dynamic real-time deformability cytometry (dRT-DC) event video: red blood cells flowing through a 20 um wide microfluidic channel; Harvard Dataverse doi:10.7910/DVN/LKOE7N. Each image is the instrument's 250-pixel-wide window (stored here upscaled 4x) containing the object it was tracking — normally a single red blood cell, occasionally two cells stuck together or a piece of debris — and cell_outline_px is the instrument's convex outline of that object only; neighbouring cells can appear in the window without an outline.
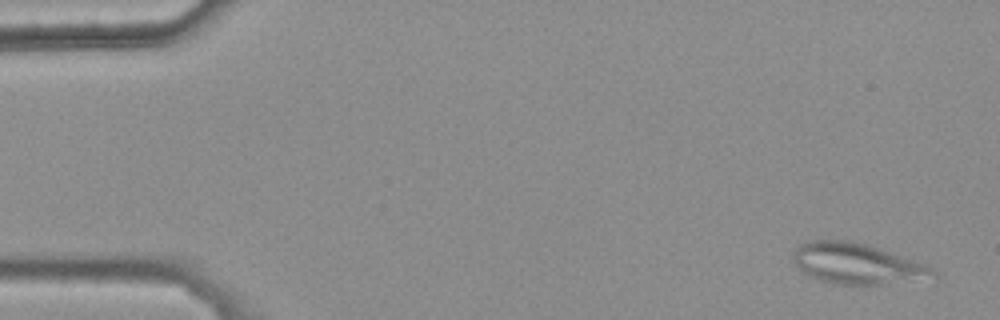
{"species": "common noctule bat (a hibernating species)", "species_latin": "Nyctalus noctula", "temperature_condition": "warm", "stored_images_in_passage": 43, "camera_frame_rate_fps": 3000, "um_per_image_px": 0.085, "animal": {"sex": "female", "body_mass_g": 25.1}, "frame": {"image": 1, "passage_image": 1, "time_ms": 0.0, "image_size_px": [1000, 320], "cell_outline_px": [[940, 272], [936, 280], [880, 284], [832, 284], [808, 276], [796, 264], [792, 256], [792, 252], [800, 244], [812, 240], [852, 240], [868, 244], [924, 264]], "centroid_in_image_um": [72.92, 22.43], "position_along_channel_um": 12.1, "area_um2": 33.64}}
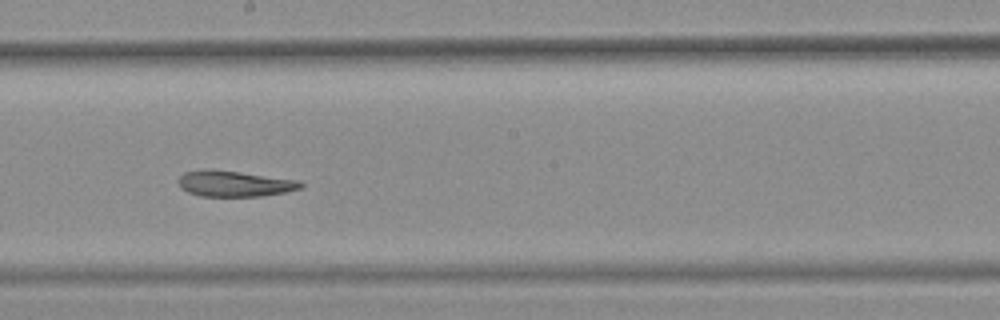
{"frame": {"image": 2, "passage_image": 28, "time_ms": 9.0, "image_size_px": [1000, 320], "cell_outline_px": [[304, 184], [300, 188], [288, 192], [260, 196], [200, 196], [188, 192], [180, 188], [176, 180], [184, 172], [204, 168], [240, 172], [296, 180]], "centroid_in_image_um": [19.86, 15.61], "position_along_channel_um": 228.3, "area_um2": 18.5}}
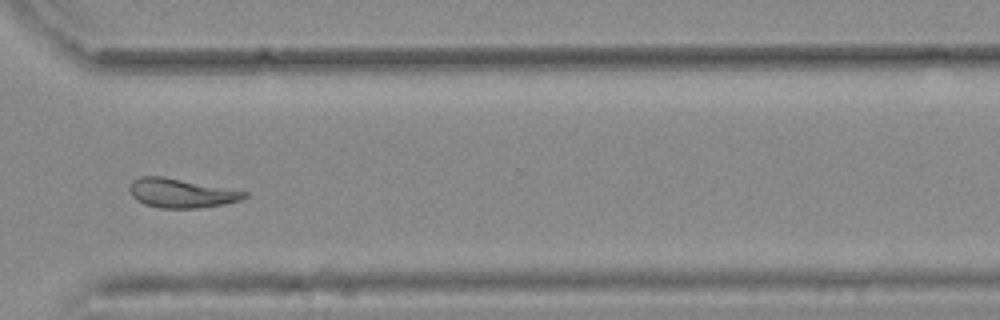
{"frame": {"image": 3, "passage_image": 38, "time_ms": 12.333, "image_size_px": [1000, 320], "cell_outline_px": [[248, 196], [240, 200], [224, 204], [196, 208], [160, 208], [144, 204], [136, 200], [132, 196], [128, 188], [132, 180], [140, 176], [160, 176], [248, 192]], "centroid_in_image_um": [15.35, 16.42], "position_along_channel_um": 355.2, "area_um2": 19.31}}